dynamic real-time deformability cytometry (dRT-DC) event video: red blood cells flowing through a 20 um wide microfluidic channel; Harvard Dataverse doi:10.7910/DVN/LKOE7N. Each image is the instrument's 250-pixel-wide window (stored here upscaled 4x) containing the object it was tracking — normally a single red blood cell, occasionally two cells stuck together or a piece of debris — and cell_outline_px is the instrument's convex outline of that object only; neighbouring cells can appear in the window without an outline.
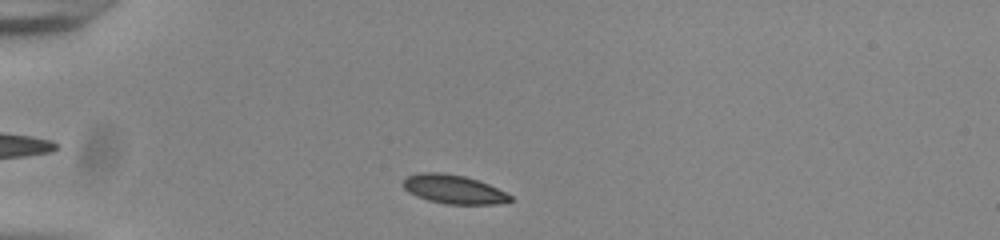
{"species": "common noctule bat (a hibernating species)", "species_latin": "Nyctalus noctula", "temperature_condition": "room temperature", "stored_images_in_passage": 38, "camera_frame_rate_fps": 3000, "um_per_image_px": 0.085, "animal": {"sex": "male", "body_mass_g": 20.0, "forearm_length_mm": 53.3}, "frame": {"image": 1, "passage_image": 3, "time_ms": 0.667, "image_size_px": [1000, 240], "cell_outline_px": [[512, 200], [496, 204], [444, 204], [428, 200], [416, 196], [408, 192], [400, 184], [408, 176], [420, 172], [440, 172], [464, 176], [488, 184], [512, 196]], "centroid_in_image_um": [38.5, 16.09], "position_along_channel_um": 46.5, "area_um2": 17.92}}
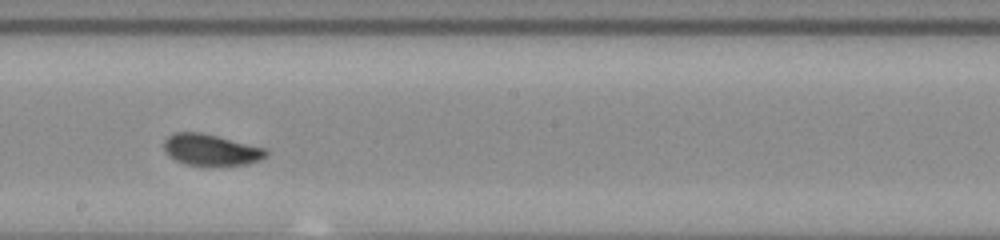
{"frame": {"image": 2, "passage_image": 20, "time_ms": 6.333, "image_size_px": [1000, 240], "cell_outline_px": [[268, 156], [260, 160], [248, 164], [208, 168], [184, 164], [168, 156], [164, 148], [164, 140], [168, 136], [176, 132], [200, 132], [268, 148]], "centroid_in_image_um": [17.96, 12.78], "position_along_channel_um": 230.2, "area_um2": 19.42}}
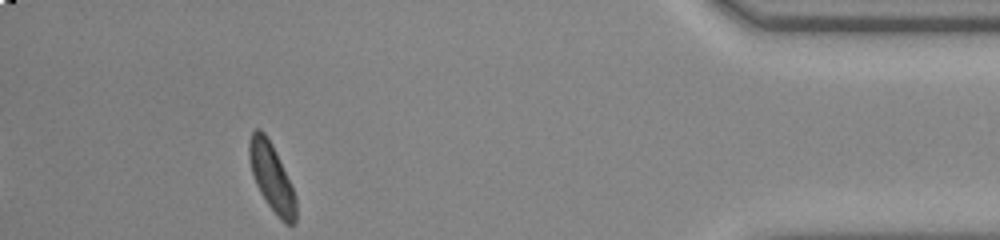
{"frame": {"image": 3, "passage_image": 38, "time_ms": 12.333, "image_size_px": [1000, 240], "cell_outline_px": [[296, 224], [284, 224], [280, 220], [268, 204], [260, 192], [256, 184], [252, 172], [248, 156], [248, 144], [252, 132], [256, 128], [260, 128], [264, 132], [272, 144], [292, 188], [296, 200]], "centroid_in_image_um": [23.08, 15.08], "position_along_channel_um": 412.1, "area_um2": 18.21}, "authors_computed_cell_mechanics": {"area_um2": 18.5249, "velocity_mm_per_s": 3.8264, "shape_relaxation_time_tau1_ms": 1.5258, "shape_relaxation_time_tau2_ms": 10.4814, "deformation_change_tau1": 0.1141, "deformation_change_tau2": 0.1615}}